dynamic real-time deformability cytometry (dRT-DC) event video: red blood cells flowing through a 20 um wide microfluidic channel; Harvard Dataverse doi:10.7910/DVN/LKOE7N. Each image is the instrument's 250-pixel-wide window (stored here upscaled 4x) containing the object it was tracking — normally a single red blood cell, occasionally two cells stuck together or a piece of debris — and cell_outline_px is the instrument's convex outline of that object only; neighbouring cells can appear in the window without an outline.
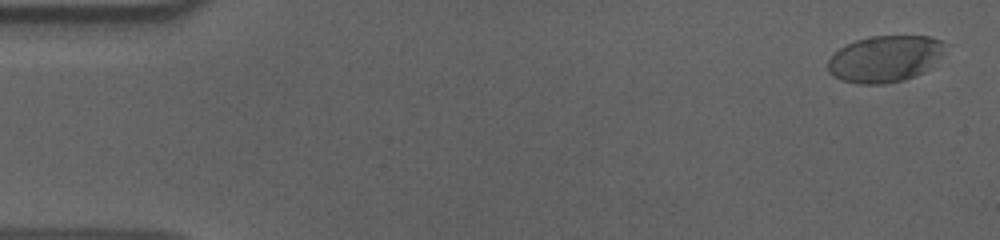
{"species": "human", "species_latin": "Homo sapiens", "temperature_condition": "cold", "stored_images_in_passage": 17, "camera_frame_rate_fps": 3000, "um_per_image_px": 0.085, "donor": {"sex": "male"}, "frame": {"image": 1, "passage_image": 2, "time_ms": 0.333, "image_size_px": [1000, 240], "cell_outline_px": [[948, 44], [940, 56], [924, 72], [904, 80], [884, 84], [860, 84], [840, 80], [832, 76], [828, 72], [828, 60], [840, 48], [856, 40], [872, 36], [928, 36], [940, 40]], "centroid_in_image_um": [75.21, 5.0], "position_along_channel_um": 9.8, "area_um2": 31.73}}
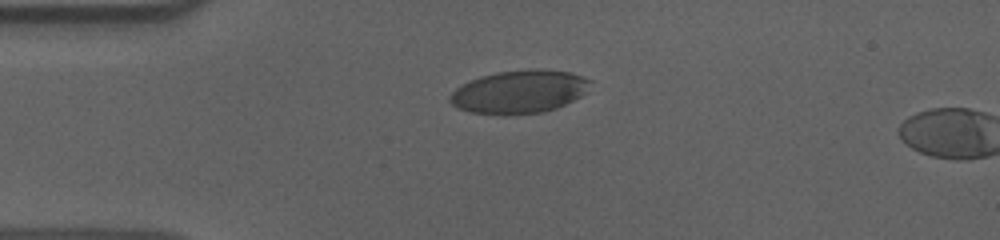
{"frame": {"image": 2, "passage_image": 14, "time_ms": 4.333, "image_size_px": [1000, 240], "cell_outline_px": [[592, 80], [584, 92], [580, 96], [556, 108], [544, 112], [508, 116], [504, 116], [472, 112], [456, 108], [448, 100], [448, 96], [456, 88], [480, 76], [496, 72], [532, 68], [568, 72]], "centroid_in_image_um": [44.09, 7.82], "position_along_channel_um": 40.9, "area_um2": 35.32}}